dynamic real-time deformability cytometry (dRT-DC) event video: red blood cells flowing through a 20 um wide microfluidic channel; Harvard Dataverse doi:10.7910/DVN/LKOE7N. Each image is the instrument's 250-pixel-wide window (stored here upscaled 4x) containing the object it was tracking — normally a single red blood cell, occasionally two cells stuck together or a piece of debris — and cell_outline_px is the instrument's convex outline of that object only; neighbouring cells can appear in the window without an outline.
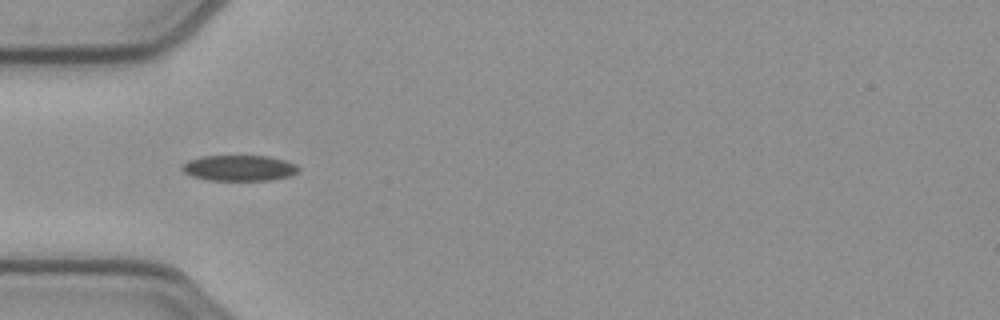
{"species": "common noctule bat (a hibernating species)", "species_latin": "Nyctalus noctula", "temperature_condition": "cold", "stored_images_in_passage": 39, "camera_frame_rate_fps": 3000, "um_per_image_px": 0.085, "animal": {"sex": "female", "body_mass_g": 21.9}, "frame": {"image": 1, "passage_image": 3, "time_ms": 0.667, "image_size_px": [1000, 320], "cell_outline_px": [[300, 168], [292, 176], [268, 180], [208, 180], [192, 176], [184, 172], [180, 168], [188, 160], [204, 156], [268, 156], [284, 160], [296, 164]], "centroid_in_image_um": [20.34, 14.28], "position_along_channel_um": 64.7, "area_um2": 17.4}}
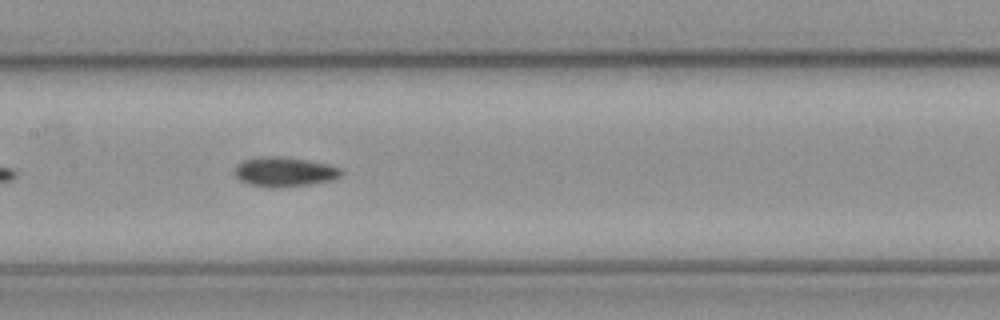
{"frame": {"image": 2, "passage_image": 12, "time_ms": 3.667, "image_size_px": [1000, 320], "cell_outline_px": [[344, 176], [332, 180], [308, 184], [280, 188], [268, 188], [252, 184], [240, 180], [232, 172], [236, 164], [244, 160], [260, 156], [280, 156], [308, 160], [328, 164], [340, 168], [344, 172]], "centroid_in_image_um": [24.18, 14.6], "position_along_channel_um": 183.2, "area_um2": 18.67}}
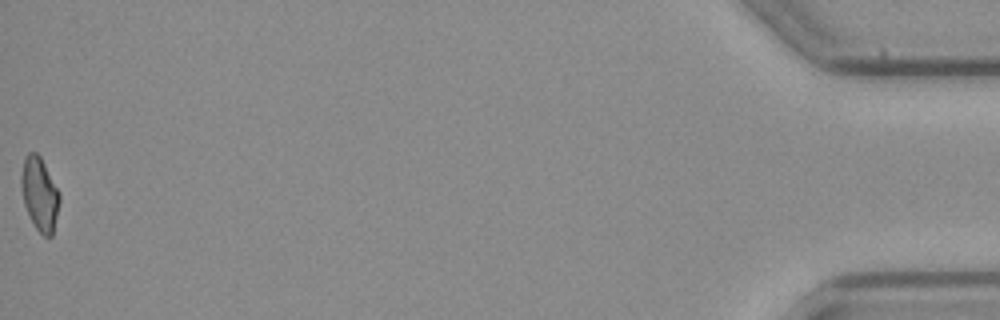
{"frame": {"image": 3, "passage_image": 39, "time_ms": 12.667, "image_size_px": [1000, 320], "cell_outline_px": [[60, 200], [52, 236], [44, 236], [36, 228], [24, 204], [20, 184], [20, 176], [24, 156], [28, 152], [36, 152], [40, 156], [60, 192]], "centroid_in_image_um": [3.36, 16.44], "position_along_channel_um": 431.8, "area_um2": 16.36}, "authors_computed_cell_mechanics": {"area_um2": 17.2822, "velocity_mm_per_s": 3.9239, "shape_relaxation_time_tau1_ms": 7.307, "shape_relaxation_time_tau2_ms": null, "deformation_change_tau1": 0.1482, "deformation_change_tau2": null}}